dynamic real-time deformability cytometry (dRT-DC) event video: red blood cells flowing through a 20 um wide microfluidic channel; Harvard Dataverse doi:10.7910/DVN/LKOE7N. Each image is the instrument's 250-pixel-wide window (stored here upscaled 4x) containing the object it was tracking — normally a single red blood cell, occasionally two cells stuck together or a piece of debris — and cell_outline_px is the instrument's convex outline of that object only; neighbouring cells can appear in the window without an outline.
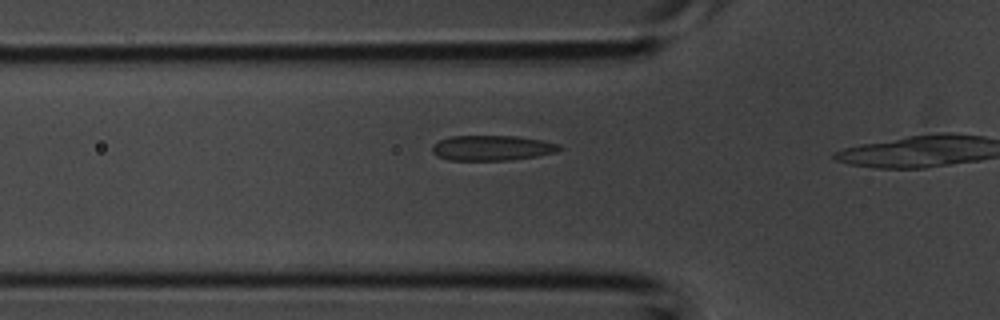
{"species": "common noctule bat (a hibernating species)", "species_latin": "Nyctalus noctula", "temperature_condition": "room temperature", "stored_images_in_passage": 6, "camera_frame_rate_fps": 3000, "um_per_image_px": 0.085, "animal": {"sex": "male", "body_mass_g": 20.1, "forearm_length_mm": 53.5}, "frame": {"image": 1, "passage_image": 5, "time_ms": 1.333, "image_size_px": [1000, 320], "cell_outline_px": [[564, 148], [556, 152], [536, 156], [508, 160], [448, 160], [436, 156], [432, 152], [432, 144], [440, 140], [452, 136], [516, 136], [540, 140], [560, 144]], "centroid_in_image_um": [41.81, 12.58], "position_along_channel_um": 84.0, "area_um2": 18.67}}